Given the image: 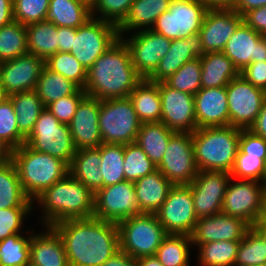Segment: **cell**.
Segmentation results:
<instances>
[{
    "instance_id": "6da1fadb",
    "label": "cell",
    "mask_w": 266,
    "mask_h": 266,
    "mask_svg": "<svg viewBox=\"0 0 266 266\" xmlns=\"http://www.w3.org/2000/svg\"><path fill=\"white\" fill-rule=\"evenodd\" d=\"M51 227L62 240L70 266H101L120 250L117 223L92 217Z\"/></svg>"
},
{
    "instance_id": "7a4b0ae2",
    "label": "cell",
    "mask_w": 266,
    "mask_h": 266,
    "mask_svg": "<svg viewBox=\"0 0 266 266\" xmlns=\"http://www.w3.org/2000/svg\"><path fill=\"white\" fill-rule=\"evenodd\" d=\"M142 80L132 64L129 48L119 38L87 70L83 90L100 100L128 98Z\"/></svg>"
},
{
    "instance_id": "3957f363",
    "label": "cell",
    "mask_w": 266,
    "mask_h": 266,
    "mask_svg": "<svg viewBox=\"0 0 266 266\" xmlns=\"http://www.w3.org/2000/svg\"><path fill=\"white\" fill-rule=\"evenodd\" d=\"M95 194L69 173L55 182L36 199L42 210L44 226L64 220L92 218Z\"/></svg>"
},
{
    "instance_id": "277c9868",
    "label": "cell",
    "mask_w": 266,
    "mask_h": 266,
    "mask_svg": "<svg viewBox=\"0 0 266 266\" xmlns=\"http://www.w3.org/2000/svg\"><path fill=\"white\" fill-rule=\"evenodd\" d=\"M240 130L230 125L196 129L192 142L198 170L230 173L239 148Z\"/></svg>"
},
{
    "instance_id": "5b68a950",
    "label": "cell",
    "mask_w": 266,
    "mask_h": 266,
    "mask_svg": "<svg viewBox=\"0 0 266 266\" xmlns=\"http://www.w3.org/2000/svg\"><path fill=\"white\" fill-rule=\"evenodd\" d=\"M13 163L22 188L31 201L69 173L64 161L35 151L25 143L14 149Z\"/></svg>"
},
{
    "instance_id": "8992f818",
    "label": "cell",
    "mask_w": 266,
    "mask_h": 266,
    "mask_svg": "<svg viewBox=\"0 0 266 266\" xmlns=\"http://www.w3.org/2000/svg\"><path fill=\"white\" fill-rule=\"evenodd\" d=\"M120 251L133 259L155 255L168 236L155 214H139L117 223Z\"/></svg>"
},
{
    "instance_id": "52a82bcc",
    "label": "cell",
    "mask_w": 266,
    "mask_h": 266,
    "mask_svg": "<svg viewBox=\"0 0 266 266\" xmlns=\"http://www.w3.org/2000/svg\"><path fill=\"white\" fill-rule=\"evenodd\" d=\"M103 143L125 145L136 141L141 121L129 98L101 100L98 117Z\"/></svg>"
},
{
    "instance_id": "ba28073f",
    "label": "cell",
    "mask_w": 266,
    "mask_h": 266,
    "mask_svg": "<svg viewBox=\"0 0 266 266\" xmlns=\"http://www.w3.org/2000/svg\"><path fill=\"white\" fill-rule=\"evenodd\" d=\"M30 148L71 164L77 149L68 124H63L46 108L40 113L31 134L26 138Z\"/></svg>"
},
{
    "instance_id": "9c48e42d",
    "label": "cell",
    "mask_w": 266,
    "mask_h": 266,
    "mask_svg": "<svg viewBox=\"0 0 266 266\" xmlns=\"http://www.w3.org/2000/svg\"><path fill=\"white\" fill-rule=\"evenodd\" d=\"M207 9L200 0H171L167 11L156 19L152 31L168 39H185L199 33Z\"/></svg>"
},
{
    "instance_id": "30bf717a",
    "label": "cell",
    "mask_w": 266,
    "mask_h": 266,
    "mask_svg": "<svg viewBox=\"0 0 266 266\" xmlns=\"http://www.w3.org/2000/svg\"><path fill=\"white\" fill-rule=\"evenodd\" d=\"M118 39L116 26L91 18L84 25L76 28L70 53L88 70Z\"/></svg>"
},
{
    "instance_id": "8fae6325",
    "label": "cell",
    "mask_w": 266,
    "mask_h": 266,
    "mask_svg": "<svg viewBox=\"0 0 266 266\" xmlns=\"http://www.w3.org/2000/svg\"><path fill=\"white\" fill-rule=\"evenodd\" d=\"M157 169L173 184L188 185L198 174L192 133L175 132Z\"/></svg>"
},
{
    "instance_id": "7c38bea8",
    "label": "cell",
    "mask_w": 266,
    "mask_h": 266,
    "mask_svg": "<svg viewBox=\"0 0 266 266\" xmlns=\"http://www.w3.org/2000/svg\"><path fill=\"white\" fill-rule=\"evenodd\" d=\"M155 215L168 234L191 236L198 218L190 184L173 185Z\"/></svg>"
},
{
    "instance_id": "4fadbf2b",
    "label": "cell",
    "mask_w": 266,
    "mask_h": 266,
    "mask_svg": "<svg viewBox=\"0 0 266 266\" xmlns=\"http://www.w3.org/2000/svg\"><path fill=\"white\" fill-rule=\"evenodd\" d=\"M264 187L263 182L231 177L221 213L241 218L252 227L261 216Z\"/></svg>"
},
{
    "instance_id": "5bb4252c",
    "label": "cell",
    "mask_w": 266,
    "mask_h": 266,
    "mask_svg": "<svg viewBox=\"0 0 266 266\" xmlns=\"http://www.w3.org/2000/svg\"><path fill=\"white\" fill-rule=\"evenodd\" d=\"M229 125L249 129L257 119L266 98V91L253 86L241 75L232 79L225 87Z\"/></svg>"
},
{
    "instance_id": "9a60e30c",
    "label": "cell",
    "mask_w": 266,
    "mask_h": 266,
    "mask_svg": "<svg viewBox=\"0 0 266 266\" xmlns=\"http://www.w3.org/2000/svg\"><path fill=\"white\" fill-rule=\"evenodd\" d=\"M139 214L143 213L137 202L134 182L123 181L95 193L94 218L118 223Z\"/></svg>"
},
{
    "instance_id": "2e32d148",
    "label": "cell",
    "mask_w": 266,
    "mask_h": 266,
    "mask_svg": "<svg viewBox=\"0 0 266 266\" xmlns=\"http://www.w3.org/2000/svg\"><path fill=\"white\" fill-rule=\"evenodd\" d=\"M130 37L119 36L131 54L132 64L137 73L147 79L156 69L159 61L167 54L171 45V39L155 31L142 30L133 31Z\"/></svg>"
},
{
    "instance_id": "e0dca14e",
    "label": "cell",
    "mask_w": 266,
    "mask_h": 266,
    "mask_svg": "<svg viewBox=\"0 0 266 266\" xmlns=\"http://www.w3.org/2000/svg\"><path fill=\"white\" fill-rule=\"evenodd\" d=\"M231 179L226 171H199L190 183L197 218L221 213L224 195Z\"/></svg>"
},
{
    "instance_id": "ac0fdd59",
    "label": "cell",
    "mask_w": 266,
    "mask_h": 266,
    "mask_svg": "<svg viewBox=\"0 0 266 266\" xmlns=\"http://www.w3.org/2000/svg\"><path fill=\"white\" fill-rule=\"evenodd\" d=\"M162 103L161 122L175 132L193 133L197 129L194 95L159 82Z\"/></svg>"
},
{
    "instance_id": "d6986e66",
    "label": "cell",
    "mask_w": 266,
    "mask_h": 266,
    "mask_svg": "<svg viewBox=\"0 0 266 266\" xmlns=\"http://www.w3.org/2000/svg\"><path fill=\"white\" fill-rule=\"evenodd\" d=\"M44 66L45 60L32 53L2 62L0 84L8 96L35 90Z\"/></svg>"
},
{
    "instance_id": "ffe728a7",
    "label": "cell",
    "mask_w": 266,
    "mask_h": 266,
    "mask_svg": "<svg viewBox=\"0 0 266 266\" xmlns=\"http://www.w3.org/2000/svg\"><path fill=\"white\" fill-rule=\"evenodd\" d=\"M101 100L85 95L68 124L77 150L98 148L102 143L98 117Z\"/></svg>"
},
{
    "instance_id": "44dd1931",
    "label": "cell",
    "mask_w": 266,
    "mask_h": 266,
    "mask_svg": "<svg viewBox=\"0 0 266 266\" xmlns=\"http://www.w3.org/2000/svg\"><path fill=\"white\" fill-rule=\"evenodd\" d=\"M251 226L241 218L223 213L199 218L191 234L192 244L197 246L213 241L242 240Z\"/></svg>"
},
{
    "instance_id": "7402d4cb",
    "label": "cell",
    "mask_w": 266,
    "mask_h": 266,
    "mask_svg": "<svg viewBox=\"0 0 266 266\" xmlns=\"http://www.w3.org/2000/svg\"><path fill=\"white\" fill-rule=\"evenodd\" d=\"M242 22L243 17L235 10H207L199 32L204 53L223 51Z\"/></svg>"
},
{
    "instance_id": "603a6c76",
    "label": "cell",
    "mask_w": 266,
    "mask_h": 266,
    "mask_svg": "<svg viewBox=\"0 0 266 266\" xmlns=\"http://www.w3.org/2000/svg\"><path fill=\"white\" fill-rule=\"evenodd\" d=\"M204 54L200 33H194L185 39H172L167 54L159 61L155 71L147 80L159 83L167 80L186 62Z\"/></svg>"
},
{
    "instance_id": "cb8c5ba5",
    "label": "cell",
    "mask_w": 266,
    "mask_h": 266,
    "mask_svg": "<svg viewBox=\"0 0 266 266\" xmlns=\"http://www.w3.org/2000/svg\"><path fill=\"white\" fill-rule=\"evenodd\" d=\"M197 129L229 126L228 99L225 87L201 88L194 95Z\"/></svg>"
},
{
    "instance_id": "d4e9b609",
    "label": "cell",
    "mask_w": 266,
    "mask_h": 266,
    "mask_svg": "<svg viewBox=\"0 0 266 266\" xmlns=\"http://www.w3.org/2000/svg\"><path fill=\"white\" fill-rule=\"evenodd\" d=\"M29 255V262L36 266H70L62 240L51 226L32 234Z\"/></svg>"
},
{
    "instance_id": "484cf974",
    "label": "cell",
    "mask_w": 266,
    "mask_h": 266,
    "mask_svg": "<svg viewBox=\"0 0 266 266\" xmlns=\"http://www.w3.org/2000/svg\"><path fill=\"white\" fill-rule=\"evenodd\" d=\"M135 195L142 213L155 214L167 198L173 184L157 169L136 182Z\"/></svg>"
},
{
    "instance_id": "4316f807",
    "label": "cell",
    "mask_w": 266,
    "mask_h": 266,
    "mask_svg": "<svg viewBox=\"0 0 266 266\" xmlns=\"http://www.w3.org/2000/svg\"><path fill=\"white\" fill-rule=\"evenodd\" d=\"M263 36L242 22L227 41L223 53L241 72L251 62H256L257 42Z\"/></svg>"
},
{
    "instance_id": "83f0119b",
    "label": "cell",
    "mask_w": 266,
    "mask_h": 266,
    "mask_svg": "<svg viewBox=\"0 0 266 266\" xmlns=\"http://www.w3.org/2000/svg\"><path fill=\"white\" fill-rule=\"evenodd\" d=\"M201 88L226 87L240 72L222 52H207L201 57Z\"/></svg>"
},
{
    "instance_id": "f1b7e54d",
    "label": "cell",
    "mask_w": 266,
    "mask_h": 266,
    "mask_svg": "<svg viewBox=\"0 0 266 266\" xmlns=\"http://www.w3.org/2000/svg\"><path fill=\"white\" fill-rule=\"evenodd\" d=\"M171 0H135L129 14L118 27V35L134 30H150L158 16L168 10Z\"/></svg>"
},
{
    "instance_id": "f546056e",
    "label": "cell",
    "mask_w": 266,
    "mask_h": 266,
    "mask_svg": "<svg viewBox=\"0 0 266 266\" xmlns=\"http://www.w3.org/2000/svg\"><path fill=\"white\" fill-rule=\"evenodd\" d=\"M100 165L99 148L81 149L76 151L68 170L73 178L82 182L95 194L103 188Z\"/></svg>"
},
{
    "instance_id": "4dcf8cb0",
    "label": "cell",
    "mask_w": 266,
    "mask_h": 266,
    "mask_svg": "<svg viewBox=\"0 0 266 266\" xmlns=\"http://www.w3.org/2000/svg\"><path fill=\"white\" fill-rule=\"evenodd\" d=\"M141 123L161 122L162 103L159 83L143 79L128 97Z\"/></svg>"
},
{
    "instance_id": "1f68e13d",
    "label": "cell",
    "mask_w": 266,
    "mask_h": 266,
    "mask_svg": "<svg viewBox=\"0 0 266 266\" xmlns=\"http://www.w3.org/2000/svg\"><path fill=\"white\" fill-rule=\"evenodd\" d=\"M174 133L175 131L170 130L163 122L141 123L135 142L158 166Z\"/></svg>"
},
{
    "instance_id": "d6a6232c",
    "label": "cell",
    "mask_w": 266,
    "mask_h": 266,
    "mask_svg": "<svg viewBox=\"0 0 266 266\" xmlns=\"http://www.w3.org/2000/svg\"><path fill=\"white\" fill-rule=\"evenodd\" d=\"M91 18V7L80 0H50L46 20L57 27L78 28Z\"/></svg>"
},
{
    "instance_id": "836d02e7",
    "label": "cell",
    "mask_w": 266,
    "mask_h": 266,
    "mask_svg": "<svg viewBox=\"0 0 266 266\" xmlns=\"http://www.w3.org/2000/svg\"><path fill=\"white\" fill-rule=\"evenodd\" d=\"M8 97L16 114L18 131L26 139L45 106L35 90L15 93Z\"/></svg>"
},
{
    "instance_id": "e575fe53",
    "label": "cell",
    "mask_w": 266,
    "mask_h": 266,
    "mask_svg": "<svg viewBox=\"0 0 266 266\" xmlns=\"http://www.w3.org/2000/svg\"><path fill=\"white\" fill-rule=\"evenodd\" d=\"M36 205L25 194L15 164L0 165V209L33 207Z\"/></svg>"
},
{
    "instance_id": "d590c367",
    "label": "cell",
    "mask_w": 266,
    "mask_h": 266,
    "mask_svg": "<svg viewBox=\"0 0 266 266\" xmlns=\"http://www.w3.org/2000/svg\"><path fill=\"white\" fill-rule=\"evenodd\" d=\"M29 53L46 60L58 52V27L44 20L26 26Z\"/></svg>"
},
{
    "instance_id": "8d00e7d4",
    "label": "cell",
    "mask_w": 266,
    "mask_h": 266,
    "mask_svg": "<svg viewBox=\"0 0 266 266\" xmlns=\"http://www.w3.org/2000/svg\"><path fill=\"white\" fill-rule=\"evenodd\" d=\"M79 87L59 73L43 67L35 91L45 108L62 97L73 95Z\"/></svg>"
},
{
    "instance_id": "74e56055",
    "label": "cell",
    "mask_w": 266,
    "mask_h": 266,
    "mask_svg": "<svg viewBox=\"0 0 266 266\" xmlns=\"http://www.w3.org/2000/svg\"><path fill=\"white\" fill-rule=\"evenodd\" d=\"M98 148L101 155L103 187L126 181L123 167L124 145L102 143Z\"/></svg>"
},
{
    "instance_id": "f35d334b",
    "label": "cell",
    "mask_w": 266,
    "mask_h": 266,
    "mask_svg": "<svg viewBox=\"0 0 266 266\" xmlns=\"http://www.w3.org/2000/svg\"><path fill=\"white\" fill-rule=\"evenodd\" d=\"M192 245L189 235L168 234L155 255L164 266H189Z\"/></svg>"
},
{
    "instance_id": "ab89813d",
    "label": "cell",
    "mask_w": 266,
    "mask_h": 266,
    "mask_svg": "<svg viewBox=\"0 0 266 266\" xmlns=\"http://www.w3.org/2000/svg\"><path fill=\"white\" fill-rule=\"evenodd\" d=\"M26 53H29L26 26L12 21L0 27V62L15 59Z\"/></svg>"
},
{
    "instance_id": "60d3db41",
    "label": "cell",
    "mask_w": 266,
    "mask_h": 266,
    "mask_svg": "<svg viewBox=\"0 0 266 266\" xmlns=\"http://www.w3.org/2000/svg\"><path fill=\"white\" fill-rule=\"evenodd\" d=\"M240 240L213 241L197 245L201 266H234Z\"/></svg>"
},
{
    "instance_id": "b9f144b4",
    "label": "cell",
    "mask_w": 266,
    "mask_h": 266,
    "mask_svg": "<svg viewBox=\"0 0 266 266\" xmlns=\"http://www.w3.org/2000/svg\"><path fill=\"white\" fill-rule=\"evenodd\" d=\"M266 263V241L251 227L240 240L234 266H263Z\"/></svg>"
},
{
    "instance_id": "7bdbcfd3",
    "label": "cell",
    "mask_w": 266,
    "mask_h": 266,
    "mask_svg": "<svg viewBox=\"0 0 266 266\" xmlns=\"http://www.w3.org/2000/svg\"><path fill=\"white\" fill-rule=\"evenodd\" d=\"M45 66L84 89L87 81V70L71 53L58 51L45 60Z\"/></svg>"
},
{
    "instance_id": "ee69618b",
    "label": "cell",
    "mask_w": 266,
    "mask_h": 266,
    "mask_svg": "<svg viewBox=\"0 0 266 266\" xmlns=\"http://www.w3.org/2000/svg\"><path fill=\"white\" fill-rule=\"evenodd\" d=\"M123 163L125 179L129 182H136L141 177L157 170V166L136 142L124 145Z\"/></svg>"
},
{
    "instance_id": "f6af8a7d",
    "label": "cell",
    "mask_w": 266,
    "mask_h": 266,
    "mask_svg": "<svg viewBox=\"0 0 266 266\" xmlns=\"http://www.w3.org/2000/svg\"><path fill=\"white\" fill-rule=\"evenodd\" d=\"M29 235L12 234L0 242V266H24L29 263L32 236Z\"/></svg>"
},
{
    "instance_id": "bcb514c9",
    "label": "cell",
    "mask_w": 266,
    "mask_h": 266,
    "mask_svg": "<svg viewBox=\"0 0 266 266\" xmlns=\"http://www.w3.org/2000/svg\"><path fill=\"white\" fill-rule=\"evenodd\" d=\"M200 57L186 62L164 82L171 88L195 95L201 89Z\"/></svg>"
},
{
    "instance_id": "7dc6e473",
    "label": "cell",
    "mask_w": 266,
    "mask_h": 266,
    "mask_svg": "<svg viewBox=\"0 0 266 266\" xmlns=\"http://www.w3.org/2000/svg\"><path fill=\"white\" fill-rule=\"evenodd\" d=\"M134 1L135 0H95L91 7V17L111 23L118 28L129 14L131 4ZM97 15L98 17H96Z\"/></svg>"
},
{
    "instance_id": "c3c4849f",
    "label": "cell",
    "mask_w": 266,
    "mask_h": 266,
    "mask_svg": "<svg viewBox=\"0 0 266 266\" xmlns=\"http://www.w3.org/2000/svg\"><path fill=\"white\" fill-rule=\"evenodd\" d=\"M50 0H13L14 21L24 26L44 21Z\"/></svg>"
},
{
    "instance_id": "681fc988",
    "label": "cell",
    "mask_w": 266,
    "mask_h": 266,
    "mask_svg": "<svg viewBox=\"0 0 266 266\" xmlns=\"http://www.w3.org/2000/svg\"><path fill=\"white\" fill-rule=\"evenodd\" d=\"M0 139L5 140L14 149L26 142L18 131L16 114L9 97L0 102Z\"/></svg>"
},
{
    "instance_id": "f907efd6",
    "label": "cell",
    "mask_w": 266,
    "mask_h": 266,
    "mask_svg": "<svg viewBox=\"0 0 266 266\" xmlns=\"http://www.w3.org/2000/svg\"><path fill=\"white\" fill-rule=\"evenodd\" d=\"M265 161L261 157L248 156L239 149L230 176L236 179L263 182Z\"/></svg>"
},
{
    "instance_id": "816d5d0a",
    "label": "cell",
    "mask_w": 266,
    "mask_h": 266,
    "mask_svg": "<svg viewBox=\"0 0 266 266\" xmlns=\"http://www.w3.org/2000/svg\"><path fill=\"white\" fill-rule=\"evenodd\" d=\"M33 209L34 207L0 209V242L12 234L24 233L25 231H21L24 218L29 216Z\"/></svg>"
},
{
    "instance_id": "f5cc1de1",
    "label": "cell",
    "mask_w": 266,
    "mask_h": 266,
    "mask_svg": "<svg viewBox=\"0 0 266 266\" xmlns=\"http://www.w3.org/2000/svg\"><path fill=\"white\" fill-rule=\"evenodd\" d=\"M85 95V91L79 88L73 95L60 98L49 104L46 109L50 111L60 123L69 124L76 112L79 102Z\"/></svg>"
},
{
    "instance_id": "db71d44e",
    "label": "cell",
    "mask_w": 266,
    "mask_h": 266,
    "mask_svg": "<svg viewBox=\"0 0 266 266\" xmlns=\"http://www.w3.org/2000/svg\"><path fill=\"white\" fill-rule=\"evenodd\" d=\"M248 156L261 157L266 160V139L255 135L249 129L240 130L239 148Z\"/></svg>"
},
{
    "instance_id": "11a10c76",
    "label": "cell",
    "mask_w": 266,
    "mask_h": 266,
    "mask_svg": "<svg viewBox=\"0 0 266 266\" xmlns=\"http://www.w3.org/2000/svg\"><path fill=\"white\" fill-rule=\"evenodd\" d=\"M240 75L253 86L266 91V62H251Z\"/></svg>"
},
{
    "instance_id": "9f6ffc18",
    "label": "cell",
    "mask_w": 266,
    "mask_h": 266,
    "mask_svg": "<svg viewBox=\"0 0 266 266\" xmlns=\"http://www.w3.org/2000/svg\"><path fill=\"white\" fill-rule=\"evenodd\" d=\"M242 17L247 26L266 36V6L245 12Z\"/></svg>"
},
{
    "instance_id": "6f0895ef",
    "label": "cell",
    "mask_w": 266,
    "mask_h": 266,
    "mask_svg": "<svg viewBox=\"0 0 266 266\" xmlns=\"http://www.w3.org/2000/svg\"><path fill=\"white\" fill-rule=\"evenodd\" d=\"M76 28L58 27V51L70 53Z\"/></svg>"
},
{
    "instance_id": "680465c9",
    "label": "cell",
    "mask_w": 266,
    "mask_h": 266,
    "mask_svg": "<svg viewBox=\"0 0 266 266\" xmlns=\"http://www.w3.org/2000/svg\"><path fill=\"white\" fill-rule=\"evenodd\" d=\"M101 266H137L136 259L127 253L118 251L113 257L105 261Z\"/></svg>"
},
{
    "instance_id": "91938a15",
    "label": "cell",
    "mask_w": 266,
    "mask_h": 266,
    "mask_svg": "<svg viewBox=\"0 0 266 266\" xmlns=\"http://www.w3.org/2000/svg\"><path fill=\"white\" fill-rule=\"evenodd\" d=\"M255 135L266 139V98L254 124L249 128Z\"/></svg>"
},
{
    "instance_id": "94428289",
    "label": "cell",
    "mask_w": 266,
    "mask_h": 266,
    "mask_svg": "<svg viewBox=\"0 0 266 266\" xmlns=\"http://www.w3.org/2000/svg\"><path fill=\"white\" fill-rule=\"evenodd\" d=\"M262 6H266V0H236L232 10H235L242 16L245 12Z\"/></svg>"
},
{
    "instance_id": "6125c7cd",
    "label": "cell",
    "mask_w": 266,
    "mask_h": 266,
    "mask_svg": "<svg viewBox=\"0 0 266 266\" xmlns=\"http://www.w3.org/2000/svg\"><path fill=\"white\" fill-rule=\"evenodd\" d=\"M14 21L13 0H0V27Z\"/></svg>"
},
{
    "instance_id": "be15d7a7",
    "label": "cell",
    "mask_w": 266,
    "mask_h": 266,
    "mask_svg": "<svg viewBox=\"0 0 266 266\" xmlns=\"http://www.w3.org/2000/svg\"><path fill=\"white\" fill-rule=\"evenodd\" d=\"M207 10H230L236 0H200Z\"/></svg>"
},
{
    "instance_id": "e7e4bbea",
    "label": "cell",
    "mask_w": 266,
    "mask_h": 266,
    "mask_svg": "<svg viewBox=\"0 0 266 266\" xmlns=\"http://www.w3.org/2000/svg\"><path fill=\"white\" fill-rule=\"evenodd\" d=\"M14 148L5 140L0 139V165L13 161Z\"/></svg>"
},
{
    "instance_id": "03108f58",
    "label": "cell",
    "mask_w": 266,
    "mask_h": 266,
    "mask_svg": "<svg viewBox=\"0 0 266 266\" xmlns=\"http://www.w3.org/2000/svg\"><path fill=\"white\" fill-rule=\"evenodd\" d=\"M137 266H164L156 255H150L136 259Z\"/></svg>"
},
{
    "instance_id": "003e7915",
    "label": "cell",
    "mask_w": 266,
    "mask_h": 266,
    "mask_svg": "<svg viewBox=\"0 0 266 266\" xmlns=\"http://www.w3.org/2000/svg\"><path fill=\"white\" fill-rule=\"evenodd\" d=\"M266 62V36L257 42L256 62Z\"/></svg>"
},
{
    "instance_id": "a7ac6f4b",
    "label": "cell",
    "mask_w": 266,
    "mask_h": 266,
    "mask_svg": "<svg viewBox=\"0 0 266 266\" xmlns=\"http://www.w3.org/2000/svg\"><path fill=\"white\" fill-rule=\"evenodd\" d=\"M259 221L266 227V186L263 191V207Z\"/></svg>"
},
{
    "instance_id": "89a4df30",
    "label": "cell",
    "mask_w": 266,
    "mask_h": 266,
    "mask_svg": "<svg viewBox=\"0 0 266 266\" xmlns=\"http://www.w3.org/2000/svg\"><path fill=\"white\" fill-rule=\"evenodd\" d=\"M262 237L263 239L266 241V227L260 222L258 221L257 223H255L252 226Z\"/></svg>"
},
{
    "instance_id": "2644e50d",
    "label": "cell",
    "mask_w": 266,
    "mask_h": 266,
    "mask_svg": "<svg viewBox=\"0 0 266 266\" xmlns=\"http://www.w3.org/2000/svg\"><path fill=\"white\" fill-rule=\"evenodd\" d=\"M7 97H8V95L6 94L4 88L0 84V102L5 100Z\"/></svg>"
},
{
    "instance_id": "8c879c8a",
    "label": "cell",
    "mask_w": 266,
    "mask_h": 266,
    "mask_svg": "<svg viewBox=\"0 0 266 266\" xmlns=\"http://www.w3.org/2000/svg\"><path fill=\"white\" fill-rule=\"evenodd\" d=\"M82 2H84L85 4H87L88 6L92 7L95 0H80Z\"/></svg>"
},
{
    "instance_id": "753ad0ef",
    "label": "cell",
    "mask_w": 266,
    "mask_h": 266,
    "mask_svg": "<svg viewBox=\"0 0 266 266\" xmlns=\"http://www.w3.org/2000/svg\"><path fill=\"white\" fill-rule=\"evenodd\" d=\"M263 184L266 186V160H265V171L263 175Z\"/></svg>"
},
{
    "instance_id": "34e18365",
    "label": "cell",
    "mask_w": 266,
    "mask_h": 266,
    "mask_svg": "<svg viewBox=\"0 0 266 266\" xmlns=\"http://www.w3.org/2000/svg\"><path fill=\"white\" fill-rule=\"evenodd\" d=\"M24 266H36V265H33V264H31V263L29 262V263H27V264L24 265Z\"/></svg>"
},
{
    "instance_id": "11e5206c",
    "label": "cell",
    "mask_w": 266,
    "mask_h": 266,
    "mask_svg": "<svg viewBox=\"0 0 266 266\" xmlns=\"http://www.w3.org/2000/svg\"><path fill=\"white\" fill-rule=\"evenodd\" d=\"M1 67H2V62H0V76H1Z\"/></svg>"
}]
</instances>
